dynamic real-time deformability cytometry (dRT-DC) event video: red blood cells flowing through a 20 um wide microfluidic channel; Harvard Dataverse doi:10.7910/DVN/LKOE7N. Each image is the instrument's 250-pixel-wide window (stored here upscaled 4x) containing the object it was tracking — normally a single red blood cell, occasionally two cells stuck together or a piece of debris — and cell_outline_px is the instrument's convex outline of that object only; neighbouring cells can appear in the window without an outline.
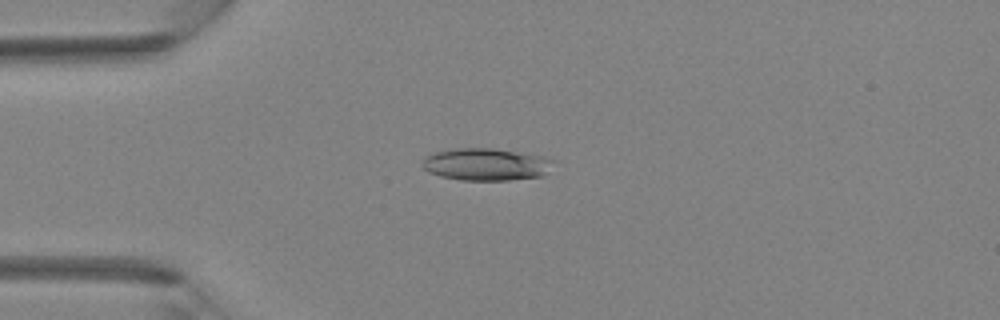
{"species": "Egyptian fruit bat (a non-hibernating species)", "species_latin": "Rousettus aegyptiacus", "temperature_condition": "room temperature", "stored_images_in_passage": 42, "camera_frame_rate_fps": 3000, "um_per_image_px": 0.085, "animal": {"sex": "female"}, "frame": {"image": 1, "passage_image": 11, "time_ms": 3.333, "image_size_px": [1000, 320], "cell_outline_px": [[556, 160], [540, 176], [508, 180], [460, 180], [440, 176], [428, 172], [424, 168], [424, 156], [436, 152], [456, 148], [492, 148], [544, 156]], "centroid_in_image_um": [41.29, 13.96], "position_along_channel_um": 43.7, "area_um2": 24.39}}
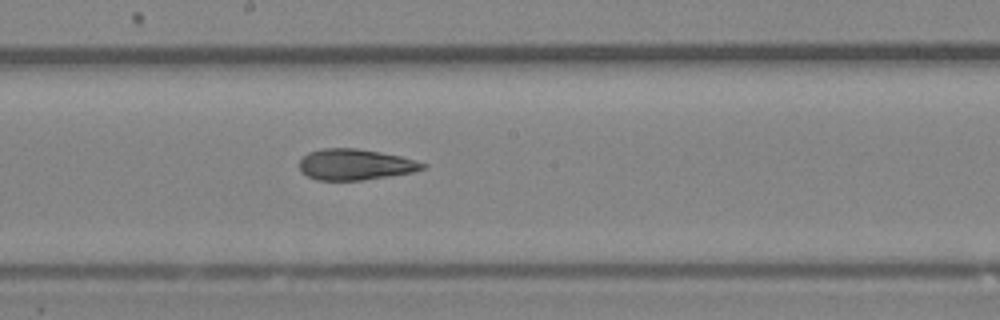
{"frame": {"image": 2, "passage_image": 23, "time_ms": 7.333, "image_size_px": [1000, 320], "cell_outline_px": [[428, 164], [424, 168], [412, 172], [364, 180], [316, 180], [300, 172], [300, 160], [308, 152], [324, 148], [356, 148], [380, 152], [400, 156]], "centroid_in_image_um": [30.17, 13.98], "position_along_channel_um": 218.0, "area_um2": 22.14}}
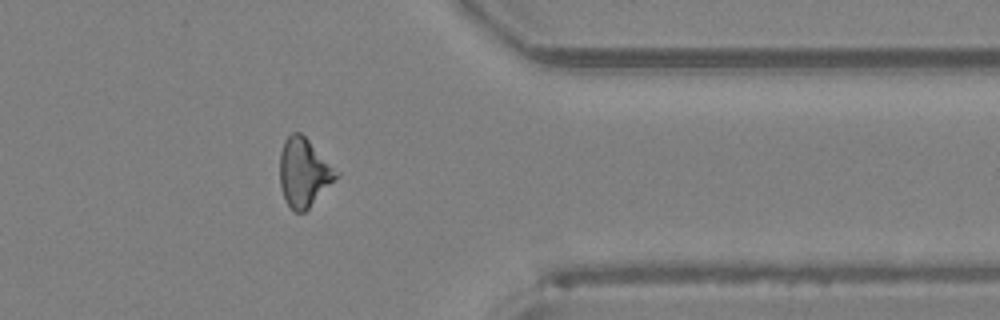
{"frame": {"image": 3, "passage_image": 34, "time_ms": 11.0, "image_size_px": [1000, 320], "cell_outline_px": [[340, 176], [304, 212], [296, 212], [284, 200], [280, 184], [280, 152], [284, 140], [292, 132], [300, 132], [340, 172]], "centroid_in_image_um": [25.84, 14.65], "position_along_channel_um": 385.6, "area_um2": 22.48}}